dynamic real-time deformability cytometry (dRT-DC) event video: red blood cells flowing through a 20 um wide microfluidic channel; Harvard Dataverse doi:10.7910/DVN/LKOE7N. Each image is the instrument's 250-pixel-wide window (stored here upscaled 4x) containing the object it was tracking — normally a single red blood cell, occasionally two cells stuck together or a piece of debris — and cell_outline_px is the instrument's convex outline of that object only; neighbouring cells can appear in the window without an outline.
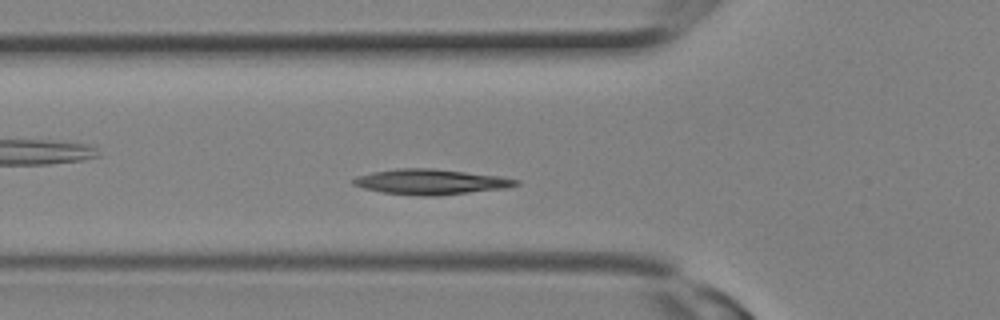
{"species": "Egyptian fruit bat (a non-hibernating species)", "species_latin": "Rousettus aegyptiacus", "temperature_condition": "room temperature", "stored_images_in_passage": 7, "camera_frame_rate_fps": 3000, "um_per_image_px": 0.085, "animal": {"sex": "female"}, "frame": {"image": 1, "passage_image": 5, "time_ms": 1.333, "image_size_px": [1000, 320], "cell_outline_px": [[520, 184], [504, 188], [432, 196], [420, 196], [384, 192], [364, 188], [352, 184], [352, 180], [356, 176], [372, 172], [396, 168], [432, 168], [500, 176], [520, 180]], "centroid_in_image_um": [36.59, 15.44], "position_along_channel_um": 89.2, "area_um2": 23.76}}
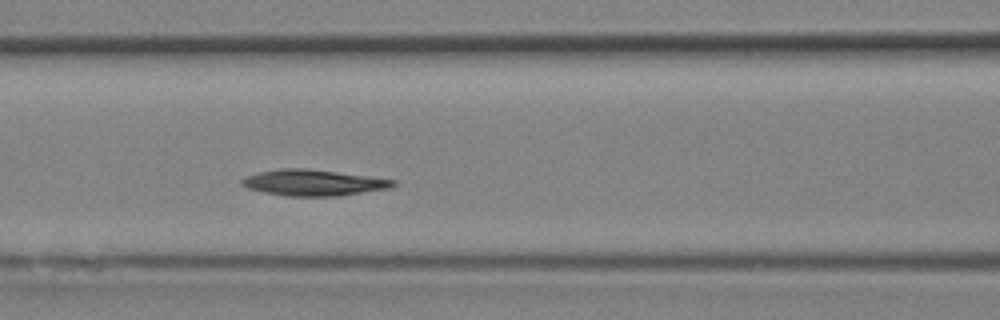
{"frame": {"image": 2, "passage_image": 7, "time_ms": 2.0, "image_size_px": [1000, 320], "cell_outline_px": [[396, 184], [392, 188], [340, 196], [284, 196], [264, 192], [248, 188], [240, 184], [240, 180], [244, 176], [256, 172], [280, 168], [308, 168], [396, 180]], "centroid_in_image_um": [26.61, 15.52], "position_along_channel_um": 140.0, "area_um2": 23.24}}